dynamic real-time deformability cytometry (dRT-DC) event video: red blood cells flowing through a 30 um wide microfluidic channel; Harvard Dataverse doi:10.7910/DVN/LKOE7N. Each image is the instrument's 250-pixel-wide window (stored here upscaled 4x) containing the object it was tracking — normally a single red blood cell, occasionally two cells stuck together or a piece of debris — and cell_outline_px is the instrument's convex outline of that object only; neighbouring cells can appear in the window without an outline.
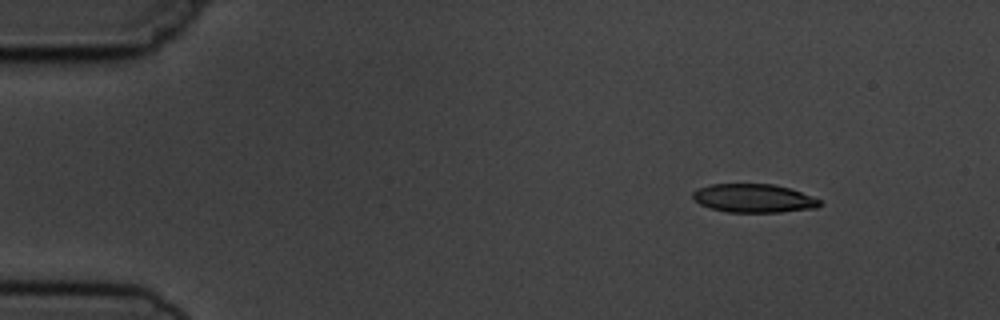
{"species": "common noctule bat (a hibernating species)", "species_latin": "Nyctalus noctula", "temperature_condition": "cold", "stored_images_in_passage": 4, "camera_frame_rate_fps": 3000, "um_per_image_px": 0.085, "animal": {"sex": "male", "body_mass_g": 19.5, "forearm_length_mm": 54.6}, "frame": {"image": 1, "passage_image": 1, "time_ms": 0.0, "image_size_px": [1000, 320], "cell_outline_px": [[820, 204], [816, 208], [780, 212], [728, 212], [712, 208], [700, 204], [692, 200], [692, 192], [700, 188], [712, 184], [772, 184], [792, 188], [820, 200]], "centroid_in_image_um": [64.05, 16.85], "position_along_channel_um": 20.9, "area_um2": 21.04}}
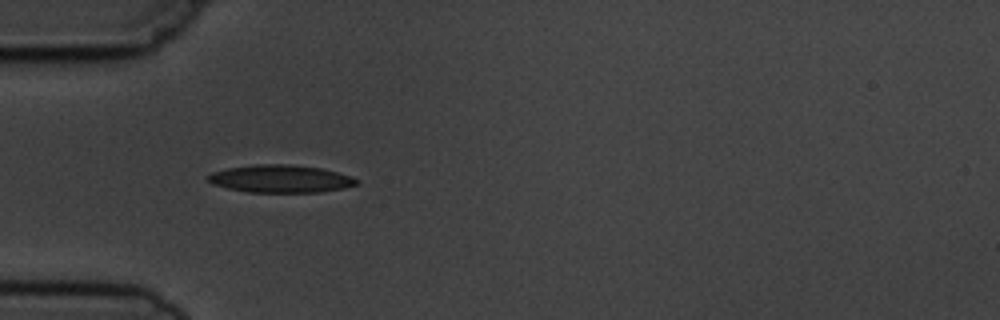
{"frame": {"image": 2, "passage_image": 3, "time_ms": 3.333, "image_size_px": [1000, 320], "cell_outline_px": [[360, 184], [344, 188], [320, 192], [248, 192], [228, 188], [212, 184], [204, 176], [212, 172], [228, 168], [256, 164], [288, 164], [320, 168], [352, 176], [360, 180]], "centroid_in_image_um": [23.86, 15.2], "position_along_channel_um": 61.1, "area_um2": 24.04}}
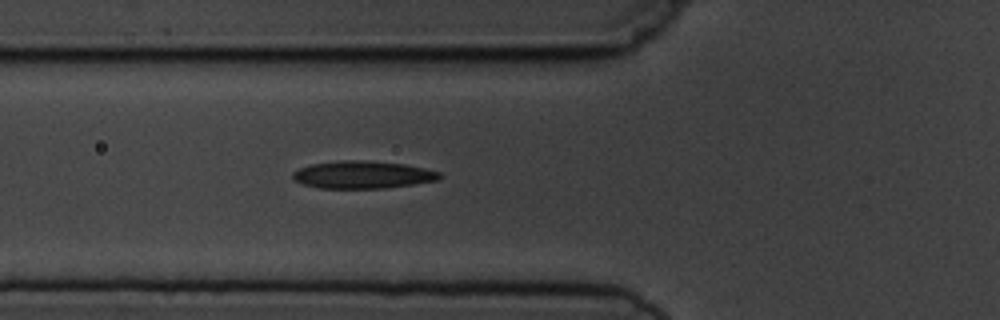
{"frame": {"image": 3, "passage_image": 4, "time_ms": 4.333, "image_size_px": [1000, 320], "cell_outline_px": [[444, 176], [440, 180], [384, 188], [320, 188], [304, 184], [296, 180], [292, 176], [292, 172], [300, 168], [312, 164], [344, 160], [360, 160], [404, 164], [424, 168], [440, 172]], "centroid_in_image_um": [30.87, 14.85], "position_along_channel_um": 94.9, "area_um2": 23.35}}